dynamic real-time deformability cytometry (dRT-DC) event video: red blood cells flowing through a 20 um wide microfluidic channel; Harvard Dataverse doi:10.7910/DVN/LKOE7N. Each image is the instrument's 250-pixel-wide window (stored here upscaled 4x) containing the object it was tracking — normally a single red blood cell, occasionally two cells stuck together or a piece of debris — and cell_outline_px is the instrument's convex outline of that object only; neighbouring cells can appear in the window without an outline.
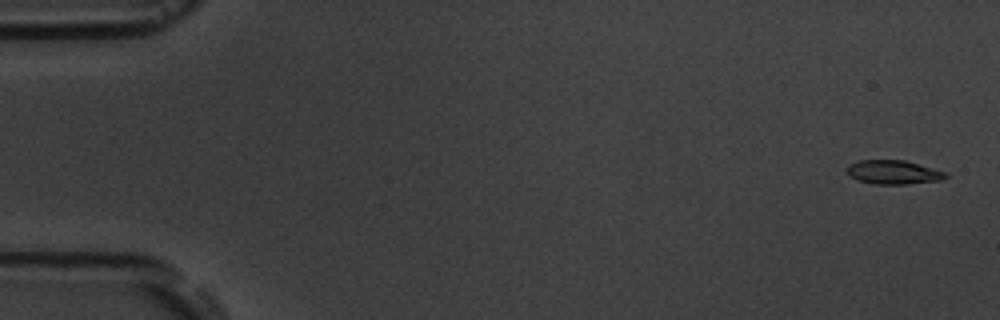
{"species": "common noctule bat (a hibernating species)", "species_latin": "Nyctalus noctula", "temperature_condition": "room temperature", "stored_images_in_passage": 5, "camera_frame_rate_fps": 3000, "um_per_image_px": 0.085, "animal": {"sex": "male", "body_mass_g": 19.5, "forearm_length_mm": 54.6}, "frame": {"image": 1, "passage_image": 1, "time_ms": 0.0, "image_size_px": [1000, 320], "cell_outline_px": [[948, 176], [944, 180], [904, 184], [876, 184], [860, 180], [852, 176], [848, 172], [848, 164], [860, 160], [904, 160], [948, 172]], "centroid_in_image_um": [76.02, 14.63], "position_along_channel_um": 9.0, "area_um2": 13.64}}
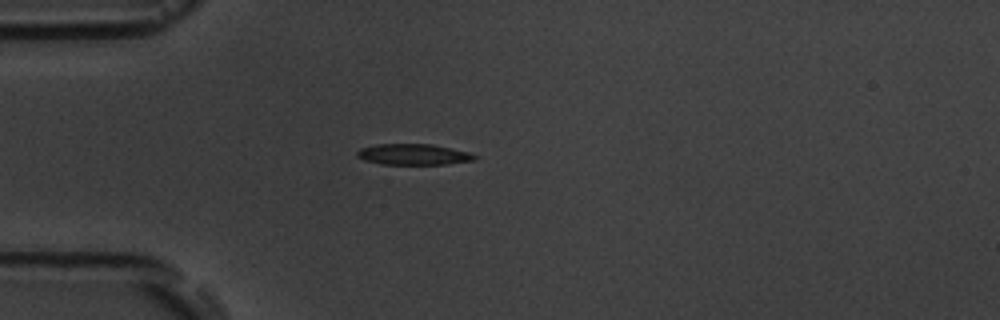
{"frame": {"image": 2, "passage_image": 5, "time_ms": 4.667, "image_size_px": [1000, 320], "cell_outline_px": [[476, 160], [444, 164], [380, 164], [364, 160], [356, 156], [356, 152], [360, 148], [376, 144], [432, 144], [468, 152], [476, 156]], "centroid_in_image_um": [35.09, 13.12], "position_along_channel_um": 49.9, "area_um2": 14.28}}